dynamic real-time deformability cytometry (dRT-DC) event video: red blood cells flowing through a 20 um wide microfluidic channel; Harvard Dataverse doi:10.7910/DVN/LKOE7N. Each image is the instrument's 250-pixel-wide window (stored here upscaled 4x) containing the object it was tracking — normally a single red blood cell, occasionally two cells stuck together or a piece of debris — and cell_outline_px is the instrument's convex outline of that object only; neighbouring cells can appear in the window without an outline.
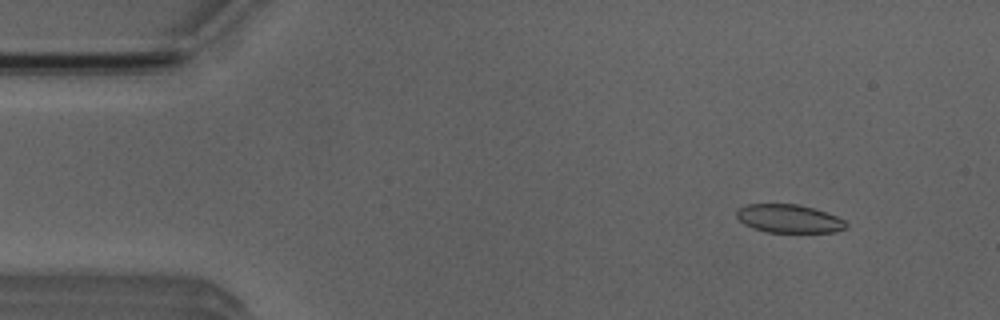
{"species": "Egyptian fruit bat (a non-hibernating species)", "species_latin": "Rousettus aegyptiacus", "temperature_condition": "room temperature", "stored_images_in_passage": 5, "camera_frame_rate_fps": 3000, "um_per_image_px": 0.085, "animal": {"sex": "male"}, "frame": {"image": 1, "passage_image": 1, "time_ms": 0.0, "image_size_px": [1000, 320], "cell_outline_px": [[848, 228], [836, 232], [764, 232], [752, 228], [744, 224], [736, 216], [736, 212], [740, 208], [748, 204], [800, 204], [828, 212], [844, 220], [848, 224]], "centroid_in_image_um": [67.1, 18.59], "position_along_channel_um": 17.9, "area_um2": 18.26}}